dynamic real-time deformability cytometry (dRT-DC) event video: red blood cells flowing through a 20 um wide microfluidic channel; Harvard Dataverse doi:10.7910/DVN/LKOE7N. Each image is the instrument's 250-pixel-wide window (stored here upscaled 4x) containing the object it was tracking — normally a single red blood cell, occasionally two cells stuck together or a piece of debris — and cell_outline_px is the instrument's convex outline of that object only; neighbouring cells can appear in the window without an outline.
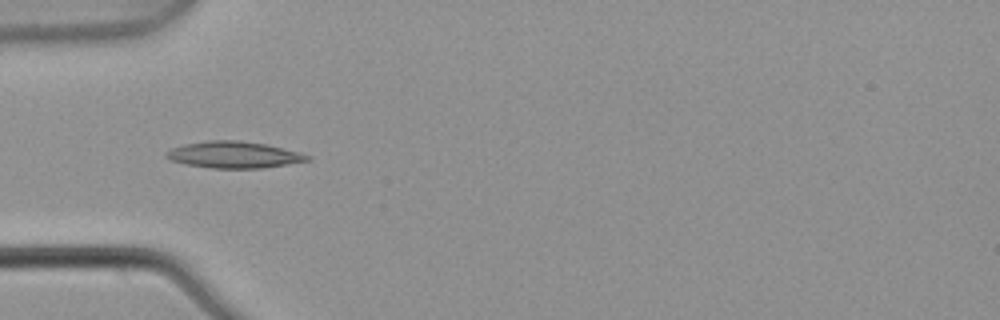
{"species": "common noctule bat (a hibernating species)", "species_latin": "Nyctalus noctula", "temperature_condition": "warm", "stored_images_in_passage": 7, "camera_frame_rate_fps": 3000, "um_per_image_px": 0.085, "animal": {"sex": "male", "body_mass_g": 21.5, "forearm_length_mm": 52.0}, "frame": {"image": 1, "passage_image": 5, "time_ms": 1.333, "image_size_px": [1000, 320], "cell_outline_px": [[312, 160], [260, 168], [212, 168], [184, 164], [172, 160], [164, 156], [164, 152], [172, 148], [184, 144], [208, 140], [236, 140], [264, 144], [300, 152], [312, 156]], "centroid_in_image_um": [19.86, 13.15], "position_along_channel_um": 65.1, "area_um2": 21.79}}
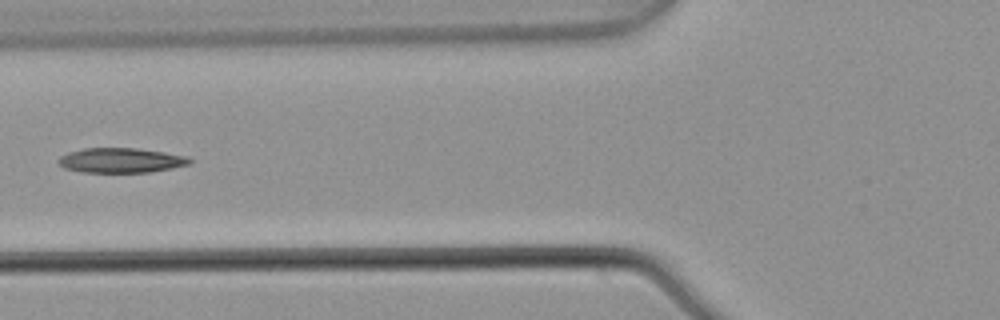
{"frame": {"image": 2, "passage_image": 6, "time_ms": 1.667, "image_size_px": [1000, 320], "cell_outline_px": [[192, 164], [152, 172], [80, 172], [64, 168], [56, 160], [60, 156], [68, 152], [84, 148], [136, 148], [164, 152], [188, 156], [192, 160]], "centroid_in_image_um": [10.29, 13.63], "position_along_channel_um": 115.5, "area_um2": 19.13}}
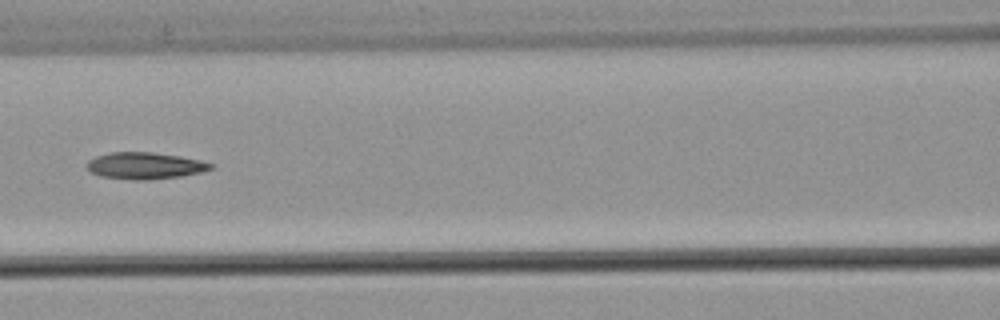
{"frame": {"image": 3, "passage_image": 7, "time_ms": 2.0, "image_size_px": [1000, 320], "cell_outline_px": [[216, 164], [212, 168], [200, 172], [180, 176], [148, 180], [136, 180], [100, 176], [92, 172], [88, 168], [88, 160], [96, 156], [112, 152], [152, 152], [180, 156], [200, 160]], "centroid_in_image_um": [12.34, 14.08], "position_along_channel_um": 154.3, "area_um2": 19.13}}